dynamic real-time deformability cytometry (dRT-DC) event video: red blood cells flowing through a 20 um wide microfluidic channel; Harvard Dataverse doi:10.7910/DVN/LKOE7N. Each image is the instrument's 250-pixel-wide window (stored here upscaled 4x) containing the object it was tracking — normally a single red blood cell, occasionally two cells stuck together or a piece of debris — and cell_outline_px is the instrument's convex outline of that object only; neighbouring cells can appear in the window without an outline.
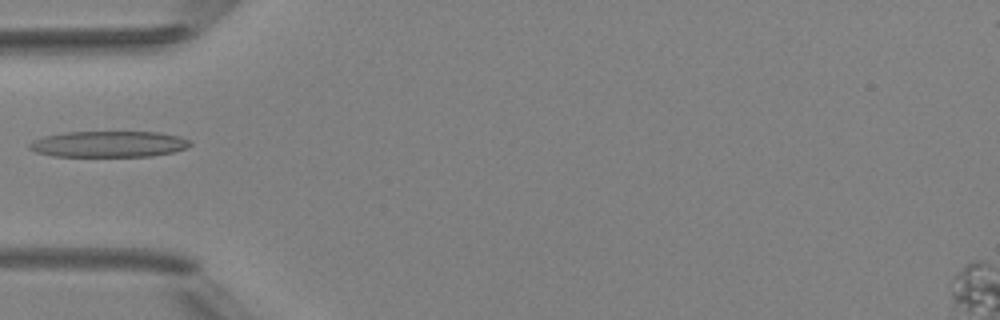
{"species": "Egyptian fruit bat (a non-hibernating species)", "species_latin": "Rousettus aegyptiacus", "temperature_condition": "room temperature", "stored_images_in_passage": 7, "camera_frame_rate_fps": 3000, "um_per_image_px": 0.085, "animal": {"sex": "female"}, "frame": {"image": 1, "passage_image": 5, "time_ms": 4.667, "image_size_px": [1000, 320], "cell_outline_px": [[192, 144], [188, 148], [172, 152], [152, 156], [52, 156], [36, 152], [28, 148], [28, 144], [32, 140], [44, 136], [64, 132], [160, 132], [180, 136], [192, 140]], "centroid_in_image_um": [9.26, 12.24], "position_along_channel_um": 75.7, "area_um2": 24.68}}
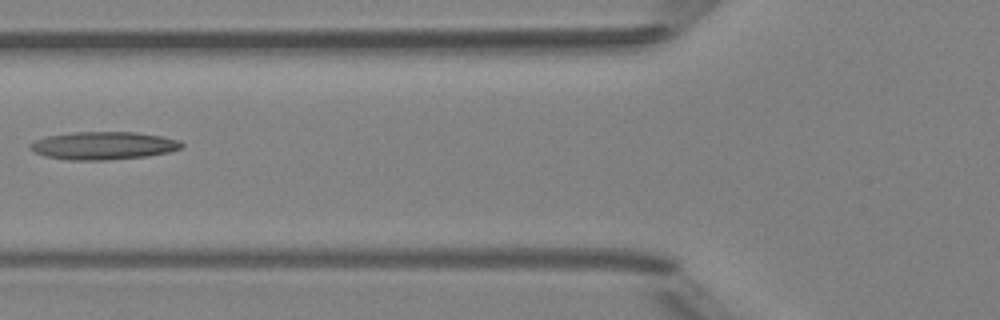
{"frame": {"image": 2, "passage_image": 6, "time_ms": 5.667, "image_size_px": [1000, 320], "cell_outline_px": [[184, 144], [180, 148], [168, 152], [148, 156], [108, 160], [68, 160], [44, 156], [36, 152], [28, 144], [36, 140], [48, 136], [72, 132], [136, 132], [160, 136], [180, 140]], "centroid_in_image_um": [8.8, 12.38], "position_along_channel_um": 117.0, "area_um2": 24.51}}
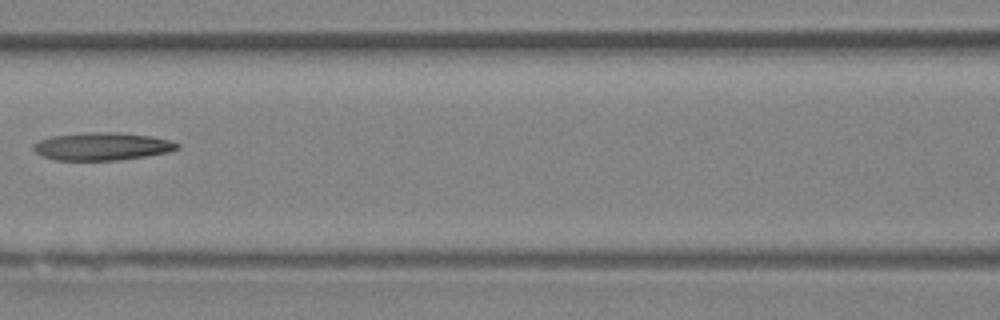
{"frame": {"image": 3, "passage_image": 7, "time_ms": 6.667, "image_size_px": [1000, 320], "cell_outline_px": [[180, 148], [168, 152], [144, 156], [116, 160], [56, 160], [44, 156], [36, 152], [32, 148], [32, 144], [40, 140], [52, 136], [88, 132], [120, 132], [152, 136], [168, 140], [180, 144]], "centroid_in_image_um": [8.68, 12.43], "position_along_channel_um": 157.9, "area_um2": 23.18}}